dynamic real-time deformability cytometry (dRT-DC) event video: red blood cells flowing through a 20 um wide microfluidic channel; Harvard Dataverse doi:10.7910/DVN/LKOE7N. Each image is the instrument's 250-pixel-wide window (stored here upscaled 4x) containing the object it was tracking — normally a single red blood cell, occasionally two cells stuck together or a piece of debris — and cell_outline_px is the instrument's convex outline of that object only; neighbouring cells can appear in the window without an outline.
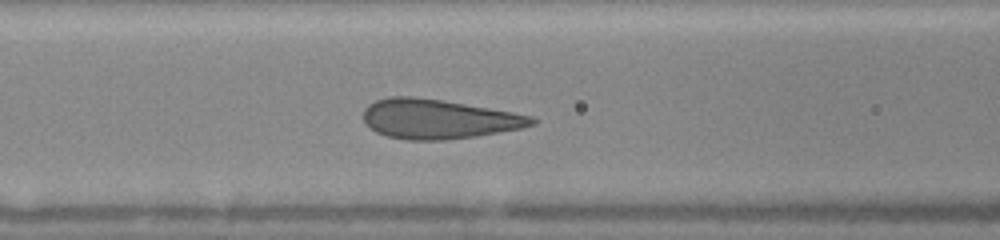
{"species": "human", "species_latin": "Homo sapiens", "temperature_condition": "warm", "stored_images_in_passage": 39, "camera_frame_rate_fps": 3000, "um_per_image_px": 0.085, "donor": {"sex": "female"}, "frame": {"image": 1, "passage_image": 16, "time_ms": 5.0, "image_size_px": [1000, 240], "cell_outline_px": [[536, 124], [520, 128], [476, 136], [444, 140], [408, 140], [388, 136], [376, 132], [364, 124], [364, 108], [368, 104], [376, 100], [388, 96], [412, 96], [440, 100], [512, 112], [532, 116], [536, 120]], "centroid_in_image_um": [37.21, 10.11], "position_along_channel_um": 129.4, "area_um2": 38.55}}
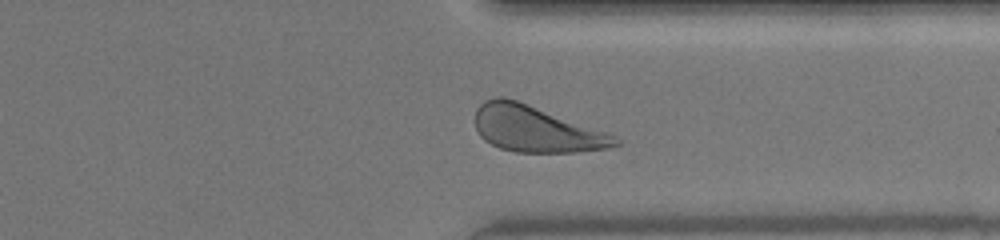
{"frame": {"image": 2, "passage_image": 33, "time_ms": 10.667, "image_size_px": [1000, 240], "cell_outline_px": [[620, 144], [608, 148], [576, 152], [516, 152], [500, 148], [484, 140], [480, 136], [476, 128], [476, 108], [484, 100], [496, 96], [504, 96], [612, 132], [620, 140]], "centroid_in_image_um": [45.61, 10.96], "position_along_channel_um": 365.8, "area_um2": 38.15}}
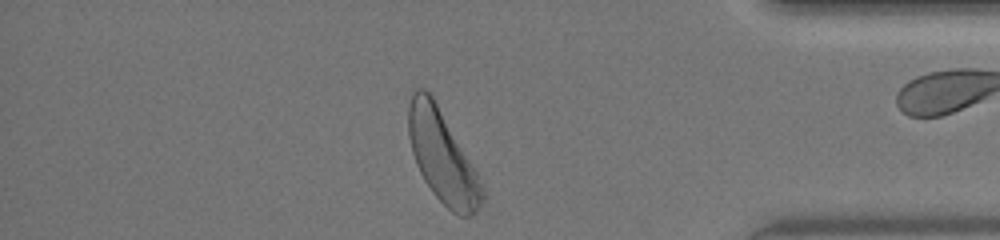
{"frame": {"image": 3, "passage_image": 37, "time_ms": 12.0, "image_size_px": [1000, 240], "cell_outline_px": [[484, 196], [476, 212], [468, 216], [460, 216], [452, 212], [432, 192], [424, 180], [416, 164], [412, 152], [408, 136], [408, 108], [412, 88], [424, 88], [432, 96], [476, 168], [484, 188]], "centroid_in_image_um": [37.59, 13.29], "position_along_channel_um": 397.6, "area_um2": 39.59}, "authors_computed_cell_mechanics": {"area_um2": 38.148, "velocity_mm_per_s": 4.1695, "shape_relaxation_time_tau1_ms": 2.618, "shape_relaxation_time_tau2_ms": null, "deformation_change_tau1": 0.1135, "deformation_change_tau2": null}}